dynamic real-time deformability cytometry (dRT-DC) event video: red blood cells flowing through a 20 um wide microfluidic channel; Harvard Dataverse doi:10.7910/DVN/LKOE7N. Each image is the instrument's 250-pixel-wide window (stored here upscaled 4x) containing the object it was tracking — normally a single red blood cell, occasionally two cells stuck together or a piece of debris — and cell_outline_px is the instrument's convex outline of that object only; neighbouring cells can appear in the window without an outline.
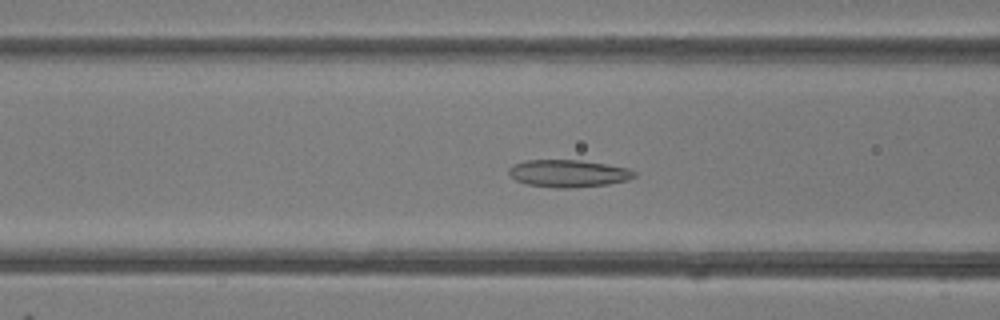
{"species": "common noctule bat (a hibernating species)", "species_latin": "Nyctalus noctula", "temperature_condition": "room temperature", "stored_images_in_passage": 50, "camera_frame_rate_fps": 3000, "um_per_image_px": 0.085, "animal": {"sex": "female"}, "frame": {"image": 1, "passage_image": 20, "time_ms": 6.333, "image_size_px": [1000, 320], "cell_outline_px": [[636, 176], [628, 180], [608, 184], [568, 188], [556, 188], [528, 184], [516, 180], [508, 172], [508, 168], [512, 164], [524, 160], [580, 160], [608, 164], [628, 168], [636, 172]], "centroid_in_image_um": [48.31, 14.73], "position_along_channel_um": 118.3, "area_um2": 20.06}}
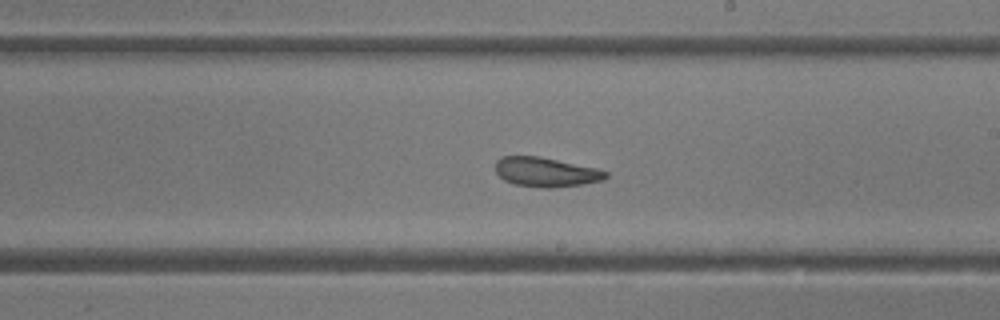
{"frame": {"image": 2, "passage_image": 29, "time_ms": 9.333, "image_size_px": [1000, 320], "cell_outline_px": [[608, 176], [604, 180], [580, 184], [552, 188], [540, 188], [516, 184], [504, 180], [496, 172], [496, 160], [500, 156], [540, 156], [596, 168], [608, 172]], "centroid_in_image_um": [46.39, 14.62], "position_along_channel_um": 242.6, "area_um2": 18.9}}
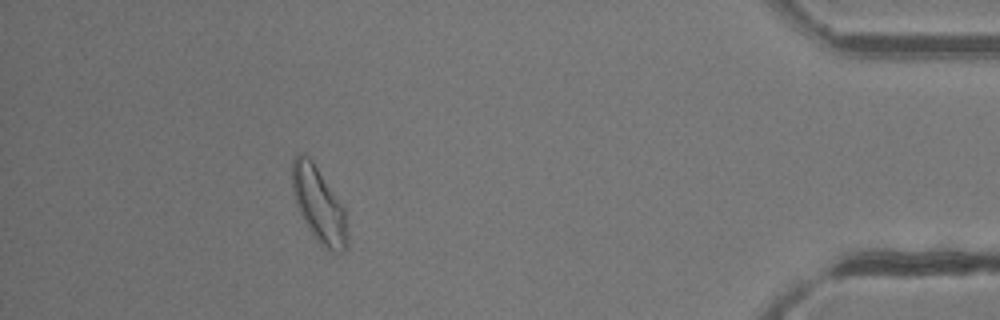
{"frame": {"image": 3, "passage_image": 45, "time_ms": 14.667, "image_size_px": [1000, 320], "cell_outline_px": [[348, 248], [340, 252], [332, 252], [324, 248], [316, 240], [304, 220], [296, 204], [292, 192], [292, 160], [300, 152], [308, 156], [312, 160], [344, 208], [348, 236]], "centroid_in_image_um": [27.1, 17.43], "position_along_channel_um": 408.1, "area_um2": 24.04}, "authors_computed_cell_mechanics": {"area_um2": 21.7906, "velocity_mm_per_s": 4.1426, "shape_relaxation_time_tau1_ms": null, "shape_relaxation_time_tau2_ms": 2.9227, "deformation_change_tau1": null, "deformation_change_tau2": 0.112}}